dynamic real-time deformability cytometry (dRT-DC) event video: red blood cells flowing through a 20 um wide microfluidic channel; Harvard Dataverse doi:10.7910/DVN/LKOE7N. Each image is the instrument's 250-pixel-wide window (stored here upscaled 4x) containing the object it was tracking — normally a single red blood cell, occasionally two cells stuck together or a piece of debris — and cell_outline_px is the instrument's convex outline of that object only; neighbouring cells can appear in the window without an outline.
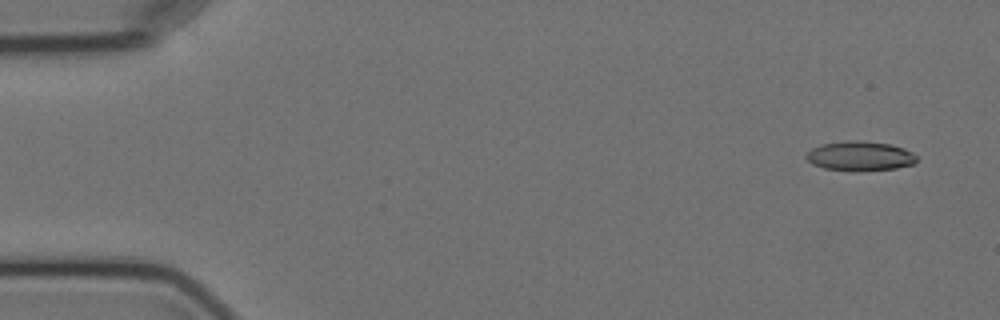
{"species": "Egyptian fruit bat (a non-hibernating species)", "species_latin": "Rousettus aegyptiacus", "temperature_condition": "cold", "stored_images_in_passage": 6, "camera_frame_rate_fps": 3000, "um_per_image_px": 0.085, "animal": {"sex": "female"}, "frame": {"image": 1, "passage_image": 1, "time_ms": 0.0, "image_size_px": [1000, 320], "cell_outline_px": [[916, 160], [912, 164], [896, 168], [856, 172], [824, 168], [812, 164], [804, 156], [812, 148], [824, 144], [848, 140], [860, 140], [888, 144], [904, 148], [912, 152], [916, 156]], "centroid_in_image_um": [73.08, 13.27], "position_along_channel_um": 11.9, "area_um2": 19.02}}
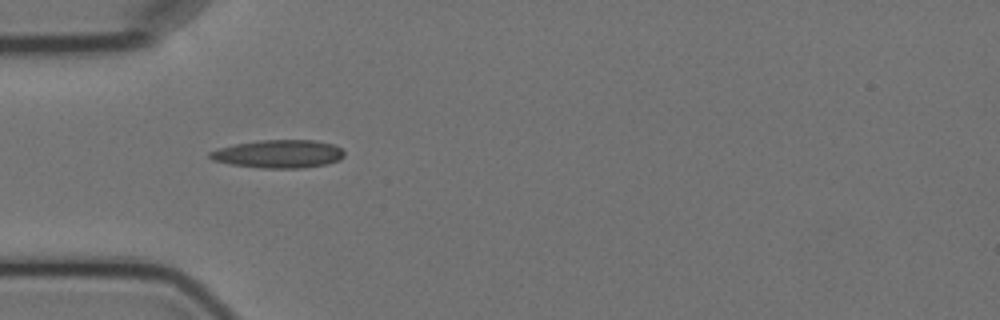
{"frame": {"image": 2, "passage_image": 5, "time_ms": 4.667, "image_size_px": [1000, 320], "cell_outline_px": [[344, 156], [340, 160], [328, 164], [304, 168], [260, 168], [232, 164], [212, 160], [208, 156], [208, 152], [220, 148], [236, 144], [260, 140], [312, 140], [332, 144], [340, 148], [344, 152]], "centroid_in_image_um": [23.7, 13.09], "position_along_channel_um": 61.3, "area_um2": 21.96}}
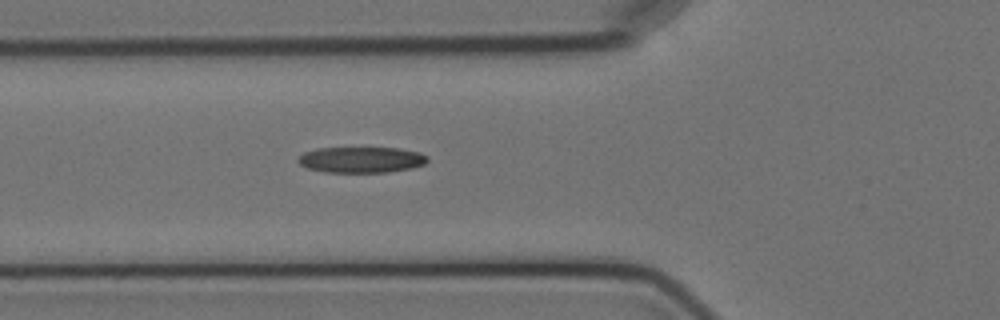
{"frame": {"image": 3, "passage_image": 6, "time_ms": 5.667, "image_size_px": [1000, 320], "cell_outline_px": [[428, 160], [424, 164], [412, 168], [388, 172], [324, 172], [308, 168], [300, 164], [296, 160], [304, 152], [316, 148], [400, 148], [420, 152], [428, 156]], "centroid_in_image_um": [30.72, 13.57], "position_along_channel_um": 95.1, "area_um2": 19.59}}